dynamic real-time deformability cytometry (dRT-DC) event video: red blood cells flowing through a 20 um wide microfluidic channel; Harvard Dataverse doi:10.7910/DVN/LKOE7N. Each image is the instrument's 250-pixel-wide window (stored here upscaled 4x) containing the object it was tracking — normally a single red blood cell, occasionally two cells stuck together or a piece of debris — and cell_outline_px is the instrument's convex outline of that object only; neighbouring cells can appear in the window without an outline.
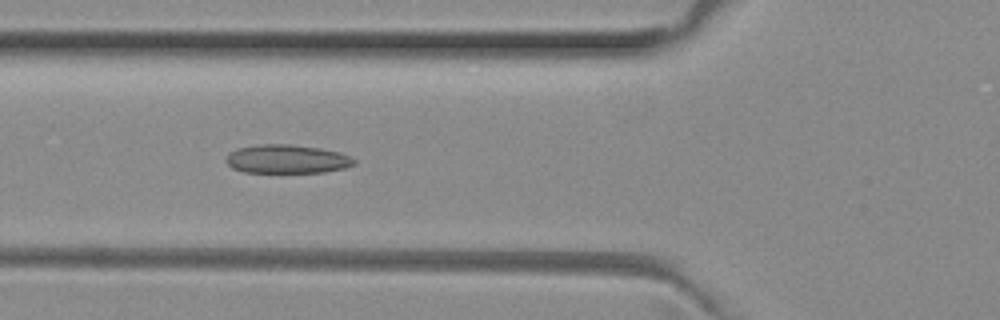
{"species": "common noctule bat (a hibernating species)", "species_latin": "Nyctalus noctula", "temperature_condition": "room temperature", "stored_images_in_passage": 36, "camera_frame_rate_fps": 3000, "um_per_image_px": 0.085, "animal": {"sex": "female", "body_mass_g": 29.2, "forearm_length_mm": 56.3}, "frame": {"image": 1, "passage_image": 9, "time_ms": 2.667, "image_size_px": [1000, 320], "cell_outline_px": [[356, 164], [344, 168], [324, 172], [244, 172], [232, 168], [224, 160], [236, 148], [260, 144], [288, 144], [320, 148], [340, 152], [352, 156], [356, 160]], "centroid_in_image_um": [24.42, 13.52], "position_along_channel_um": 101.4, "area_um2": 21.44}}
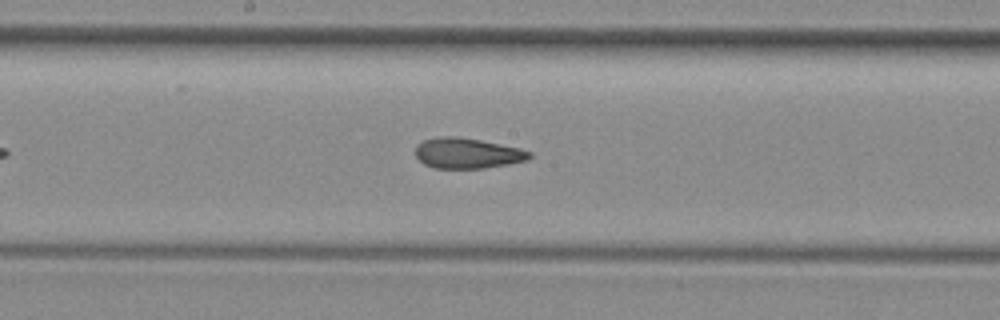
{"frame": {"image": 2, "passage_image": 17, "time_ms": 5.333, "image_size_px": [1000, 320], "cell_outline_px": [[532, 156], [528, 160], [508, 164], [484, 168], [432, 168], [424, 164], [416, 156], [416, 148], [424, 140], [440, 136], [456, 136], [480, 140], [520, 148], [532, 152]], "centroid_in_image_um": [39.75, 13.03], "position_along_channel_um": 208.5, "area_um2": 20.17}}
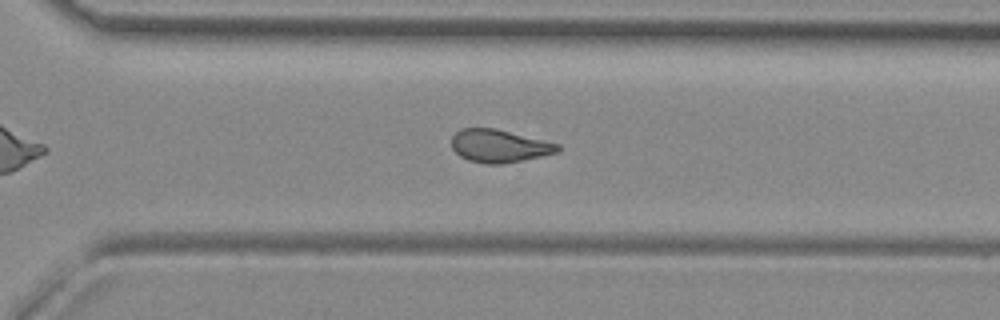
{"frame": {"image": 3, "passage_image": 26, "time_ms": 8.333, "image_size_px": [1000, 320], "cell_outline_px": [[560, 152], [504, 164], [484, 164], [468, 160], [460, 156], [452, 148], [452, 136], [460, 128], [496, 128], [560, 144]], "centroid_in_image_um": [42.44, 12.41], "position_along_channel_um": 328.2, "area_um2": 20.46}, "authors_computed_cell_mechanics": {"area_um2": 20.7502, "velocity_mm_per_s": 4.0076, "shape_relaxation_time_tau1_ms": null, "shape_relaxation_time_tau2_ms": 2.5729, "deformation_change_tau1": null, "deformation_change_tau2": 0.1029}}